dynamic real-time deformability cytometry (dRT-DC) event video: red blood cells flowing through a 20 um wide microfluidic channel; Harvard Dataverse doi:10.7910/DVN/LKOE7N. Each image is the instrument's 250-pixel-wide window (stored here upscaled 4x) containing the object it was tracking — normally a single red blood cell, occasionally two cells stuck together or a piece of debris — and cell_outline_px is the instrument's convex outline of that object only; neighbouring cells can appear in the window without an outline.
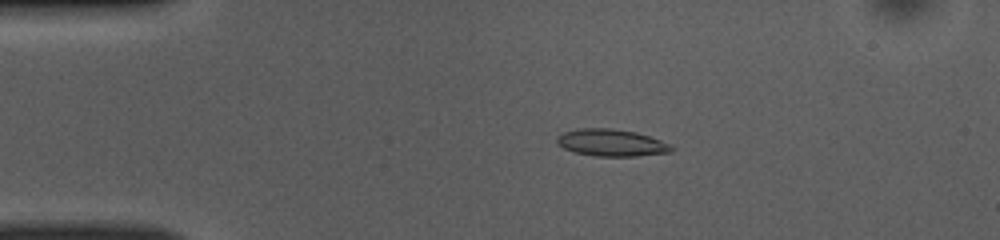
{"species": "common noctule bat (a hibernating species)", "species_latin": "Nyctalus noctula", "temperature_condition": "room temperature", "stored_images_in_passage": 48, "camera_frame_rate_fps": 3000, "um_per_image_px": 0.085, "animal": {"sex": "female", "body_mass_g": 10.0, "forearm_length_mm": 53.1}, "frame": {"image": 1, "passage_image": 11, "time_ms": 3.333, "image_size_px": [1000, 240], "cell_outline_px": [[664, 148], [656, 152], [616, 156], [580, 152], [568, 148], [564, 144], [572, 132], [628, 132], [644, 136], [656, 140]], "centroid_in_image_um": [52.02, 12.19], "position_along_channel_um": 33.0, "area_um2": 13.29}}
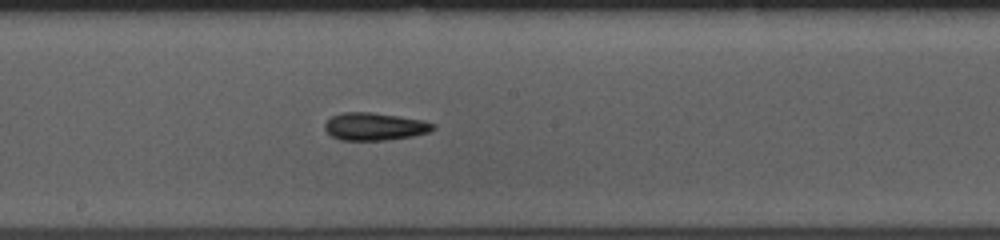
{"frame": {"image": 2, "passage_image": 28, "time_ms": 9.0, "image_size_px": [1000, 240], "cell_outline_px": [[432, 128], [424, 132], [404, 136], [368, 140], [352, 140], [336, 136], [328, 128], [328, 124], [336, 116], [388, 116], [412, 120], [432, 124]], "centroid_in_image_um": [31.89, 10.82], "position_along_channel_um": 216.3, "area_um2": 13.93}}
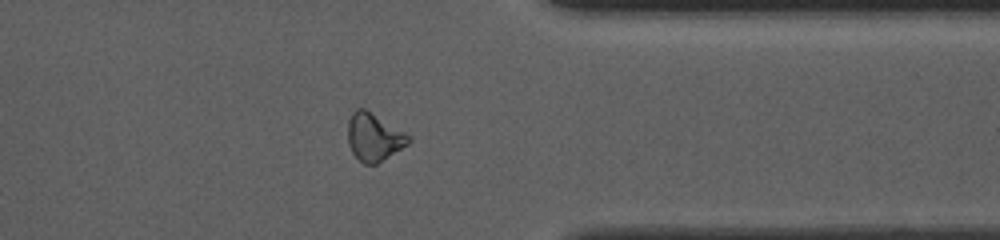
{"frame": {"image": 3, "passage_image": 41, "time_ms": 13.333, "image_size_px": [1000, 240], "cell_outline_px": [[408, 140], [404, 144], [372, 164], [368, 164], [356, 156], [352, 148], [352, 116], [356, 112], [368, 112]], "centroid_in_image_um": [31.73, 11.73], "position_along_channel_um": 379.7, "area_um2": 13.29}, "authors_computed_cell_mechanics": {"area_um2": 13.1206, "velocity_mm_per_s": 3.9552, "shape_relaxation_time_tau1_ms": null, "shape_relaxation_time_tau2_ms": 1.4997, "deformation_change_tau1": null, "deformation_change_tau2": 0.0857}}